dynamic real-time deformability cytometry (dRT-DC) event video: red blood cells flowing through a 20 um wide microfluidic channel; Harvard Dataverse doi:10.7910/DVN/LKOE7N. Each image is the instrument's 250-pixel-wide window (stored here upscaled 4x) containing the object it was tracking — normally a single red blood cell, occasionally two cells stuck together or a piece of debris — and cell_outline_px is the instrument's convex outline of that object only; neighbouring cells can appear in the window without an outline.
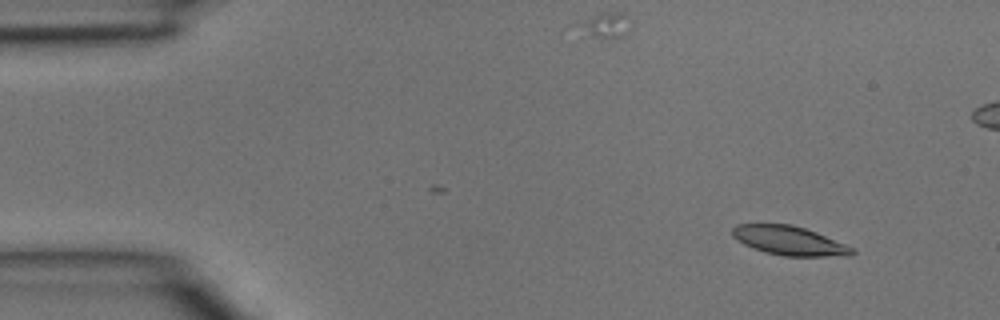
{"species": "common noctule bat (a hibernating species)", "species_latin": "Nyctalus noctula", "temperature_condition": "room temperature", "stored_images_in_passage": 4, "camera_frame_rate_fps": 3000, "um_per_image_px": 0.085, "animal": {"sex": "male", "body_mass_g": 15.6}, "frame": {"image": 1, "passage_image": 1, "time_ms": 0.0, "image_size_px": [1000, 320], "cell_outline_px": [[856, 252], [852, 256], [784, 256], [764, 252], [752, 248], [744, 244], [732, 236], [732, 228], [736, 224], [792, 224], [816, 232], [856, 248]], "centroid_in_image_um": [67.12, 20.46], "position_along_channel_um": 17.9, "area_um2": 20.46}}